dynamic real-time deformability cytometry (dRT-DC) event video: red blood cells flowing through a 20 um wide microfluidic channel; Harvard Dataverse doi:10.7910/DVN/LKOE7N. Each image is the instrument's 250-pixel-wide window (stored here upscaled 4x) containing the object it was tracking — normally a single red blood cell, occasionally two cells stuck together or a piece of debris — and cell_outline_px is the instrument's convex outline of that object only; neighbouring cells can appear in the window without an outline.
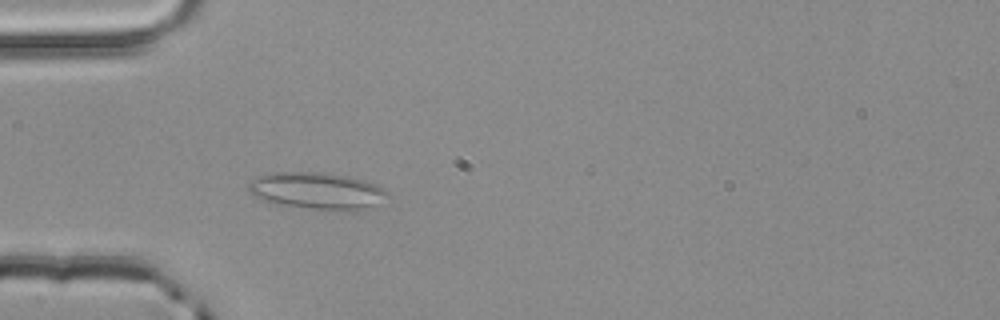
{"species": "common noctule bat (a hibernating species)", "species_latin": "Nyctalus noctula", "temperature_condition": "room temperature", "stored_images_in_passage": 2, "camera_frame_rate_fps": 3000, "um_per_image_px": 0.085, "animal": {"sex": "male", "body_mass_g": 20.4}, "frame": {"image": 1, "passage_image": 2, "time_ms": 0.333, "image_size_px": [1000, 320], "cell_outline_px": [[388, 196], [380, 204], [372, 208], [356, 212], [352, 212], [308, 208], [284, 204], [264, 200], [252, 196], [248, 188], [248, 184], [256, 176], [272, 172], [320, 172], [348, 176], [364, 180], [376, 184], [384, 188], [388, 192]], "centroid_in_image_um": [27.03, 16.23], "position_along_channel_um": 58.0, "area_um2": 30.29}}